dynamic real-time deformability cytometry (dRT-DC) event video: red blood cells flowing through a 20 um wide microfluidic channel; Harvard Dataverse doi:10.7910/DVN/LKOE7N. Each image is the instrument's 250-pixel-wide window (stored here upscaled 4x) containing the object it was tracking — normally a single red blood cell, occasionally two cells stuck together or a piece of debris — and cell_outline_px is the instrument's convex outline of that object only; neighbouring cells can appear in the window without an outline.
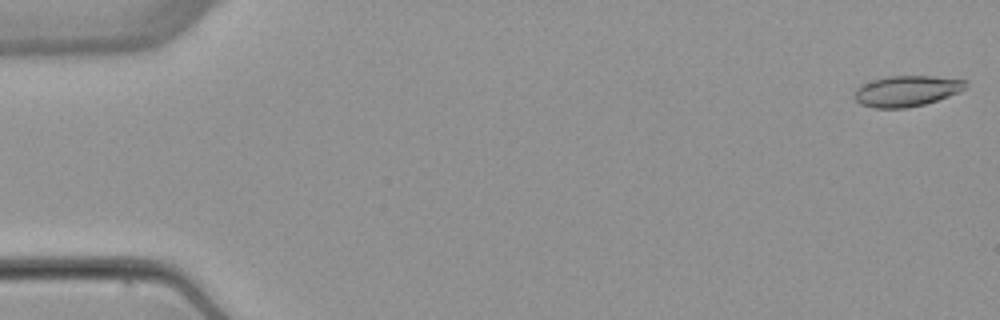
{"species": "common noctule bat (a hibernating species)", "species_latin": "Nyctalus noctula", "temperature_condition": "warm", "stored_images_in_passage": 4, "camera_frame_rate_fps": 3000, "um_per_image_px": 0.085, "animal": {"sex": "female", "body_mass_g": 22.7, "forearm_length_mm": 54.2}, "frame": {"image": 1, "passage_image": 1, "time_ms": 0.0, "image_size_px": [1000, 320], "cell_outline_px": [[968, 84], [960, 92], [924, 104], [908, 108], [872, 108], [860, 104], [856, 100], [856, 88], [860, 84], [872, 80], [888, 76], [932, 76], [968, 80]], "centroid_in_image_um": [77.07, 7.73], "position_along_channel_um": 7.9, "area_um2": 20.0}}
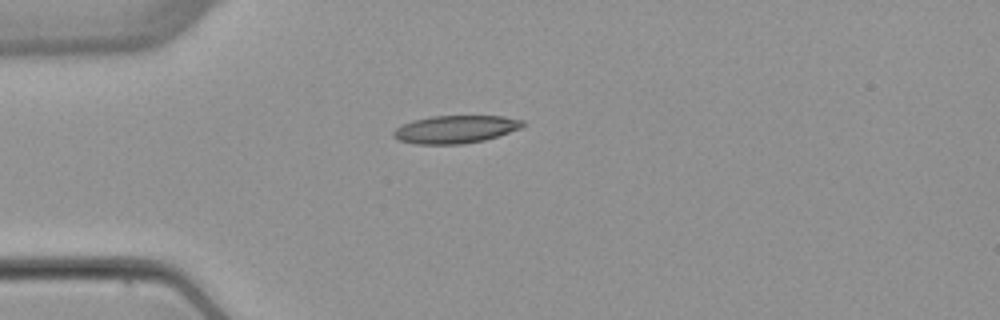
{"frame": {"image": 2, "passage_image": 4, "time_ms": 4.333, "image_size_px": [1000, 320], "cell_outline_px": [[524, 124], [520, 128], [484, 140], [464, 144], [416, 144], [400, 140], [392, 136], [392, 132], [396, 128], [412, 120], [432, 116], [504, 116], [524, 120]], "centroid_in_image_um": [38.69, 10.99], "position_along_channel_um": 46.3, "area_um2": 20.81}}